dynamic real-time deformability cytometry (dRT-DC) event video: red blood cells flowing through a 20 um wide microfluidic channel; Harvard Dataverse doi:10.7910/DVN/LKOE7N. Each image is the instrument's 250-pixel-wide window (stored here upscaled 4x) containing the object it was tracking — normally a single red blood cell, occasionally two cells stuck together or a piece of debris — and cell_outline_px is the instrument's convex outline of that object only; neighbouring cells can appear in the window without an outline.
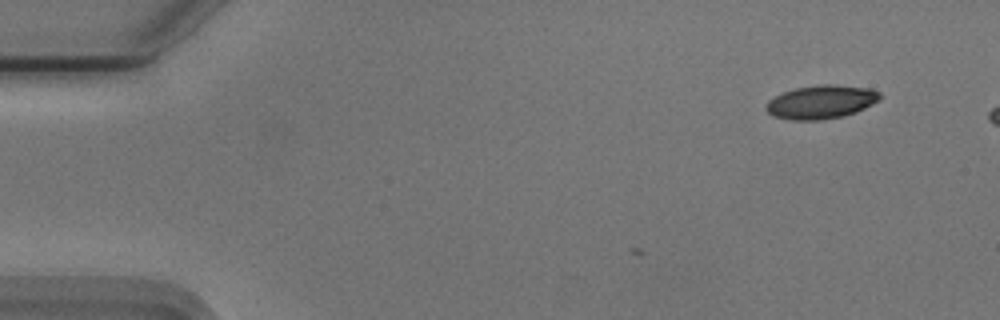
{"species": "Egyptian fruit bat (a non-hibernating species)", "species_latin": "Rousettus aegyptiacus", "temperature_condition": "cold", "stored_images_in_passage": 2, "camera_frame_rate_fps": 3000, "um_per_image_px": 0.085, "animal": {"sex": "male"}, "frame": {"image": 1, "passage_image": 2, "time_ms": 0.333, "image_size_px": [1000, 320], "cell_outline_px": [[880, 100], [856, 112], [844, 116], [820, 120], [792, 120], [772, 116], [764, 108], [768, 100], [784, 92], [796, 88], [820, 84], [832, 84], [872, 88], [880, 92]], "centroid_in_image_um": [69.8, 8.67], "position_along_channel_um": 15.2, "area_um2": 22.37}}